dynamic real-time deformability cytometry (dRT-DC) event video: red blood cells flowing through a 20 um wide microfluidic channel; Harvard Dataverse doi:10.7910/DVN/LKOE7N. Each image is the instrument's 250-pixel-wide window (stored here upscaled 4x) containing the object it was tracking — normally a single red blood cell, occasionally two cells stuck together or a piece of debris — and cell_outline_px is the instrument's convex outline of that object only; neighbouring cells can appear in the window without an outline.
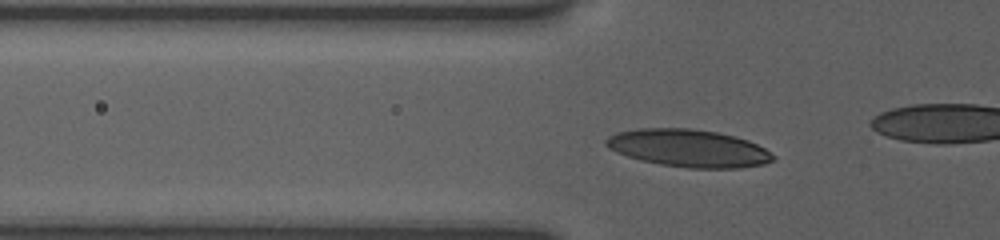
{"species": "human", "species_latin": "Homo sapiens", "temperature_condition": "room temperature", "stored_images_in_passage": 38, "camera_frame_rate_fps": 3000, "um_per_image_px": 0.085, "donor": {"sex": "female"}, "frame": {"image": 1, "passage_image": 12, "time_ms": 3.667, "image_size_px": [1000, 240], "cell_outline_px": [[776, 160], [764, 164], [740, 168], [688, 168], [660, 164], [640, 160], [616, 152], [608, 148], [604, 144], [604, 140], [608, 136], [616, 132], [636, 128], [688, 128], [716, 132], [748, 140], [764, 148], [776, 156]], "centroid_in_image_um": [58.5, 12.6], "position_along_channel_um": 67.3, "area_um2": 36.7}}
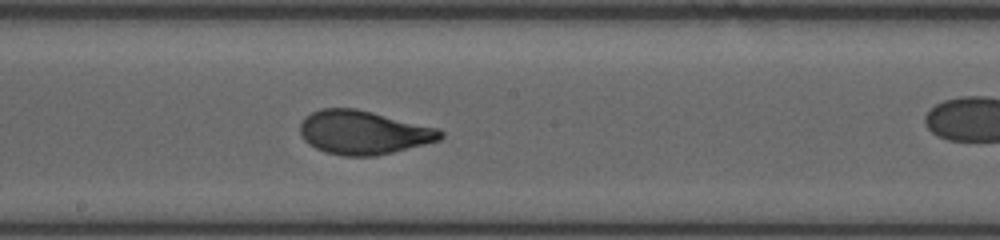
{"frame": {"image": 2, "passage_image": 24, "time_ms": 7.667, "image_size_px": [1000, 240], "cell_outline_px": [[444, 136], [440, 140], [376, 156], [344, 156], [328, 152], [316, 148], [308, 144], [300, 136], [300, 124], [304, 116], [320, 108], [356, 108], [440, 128], [444, 132]], "centroid_in_image_um": [30.89, 11.25], "position_along_channel_um": 217.3, "area_um2": 35.95}}
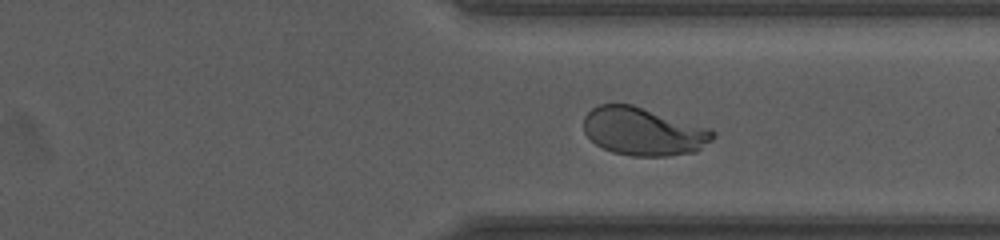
{"frame": {"image": 3, "passage_image": 35, "time_ms": 11.333, "image_size_px": [1000, 240], "cell_outline_px": [[716, 136], [712, 140], [696, 152], [668, 156], [632, 156], [612, 152], [596, 144], [584, 132], [584, 116], [592, 108], [600, 104], [632, 104], [712, 128], [716, 132]], "centroid_in_image_um": [54.73, 11.17], "position_along_channel_um": 356.7, "area_um2": 36.47}}